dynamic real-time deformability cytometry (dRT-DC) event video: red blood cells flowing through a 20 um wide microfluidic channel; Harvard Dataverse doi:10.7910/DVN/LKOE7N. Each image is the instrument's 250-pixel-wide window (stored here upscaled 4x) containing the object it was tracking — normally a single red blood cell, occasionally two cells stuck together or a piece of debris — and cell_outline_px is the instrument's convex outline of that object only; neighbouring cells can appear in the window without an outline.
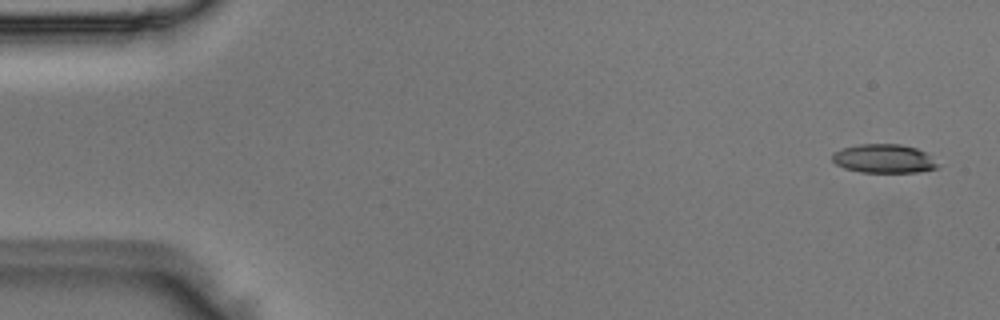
{"species": "Egyptian fruit bat (a non-hibernating species)", "species_latin": "Rousettus aegyptiacus", "temperature_condition": "room temperature", "stored_images_in_passage": 5, "camera_frame_rate_fps": 3000, "um_per_image_px": 0.085, "animal": {"sex": "male"}, "frame": {"image": 1, "passage_image": 1, "time_ms": 0.0, "image_size_px": [1000, 320], "cell_outline_px": [[940, 164], [936, 168], [916, 172], [860, 172], [844, 168], [836, 164], [832, 160], [832, 152], [840, 148], [860, 144], [900, 144], [916, 148], [924, 152]], "centroid_in_image_um": [75.08, 13.48], "position_along_channel_um": 9.9, "area_um2": 17.69}}
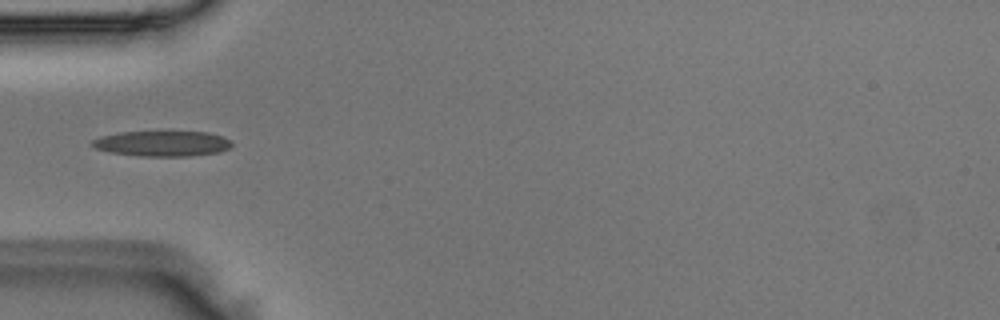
{"frame": {"image": 2, "passage_image": 5, "time_ms": 1.333, "image_size_px": [1000, 320], "cell_outline_px": [[232, 144], [228, 148], [220, 152], [188, 156], [140, 156], [108, 152], [92, 148], [88, 144], [92, 140], [100, 136], [120, 132], [208, 132], [224, 136], [232, 140]], "centroid_in_image_um": [13.75, 12.2], "position_along_channel_um": 71.3, "area_um2": 20.92}}